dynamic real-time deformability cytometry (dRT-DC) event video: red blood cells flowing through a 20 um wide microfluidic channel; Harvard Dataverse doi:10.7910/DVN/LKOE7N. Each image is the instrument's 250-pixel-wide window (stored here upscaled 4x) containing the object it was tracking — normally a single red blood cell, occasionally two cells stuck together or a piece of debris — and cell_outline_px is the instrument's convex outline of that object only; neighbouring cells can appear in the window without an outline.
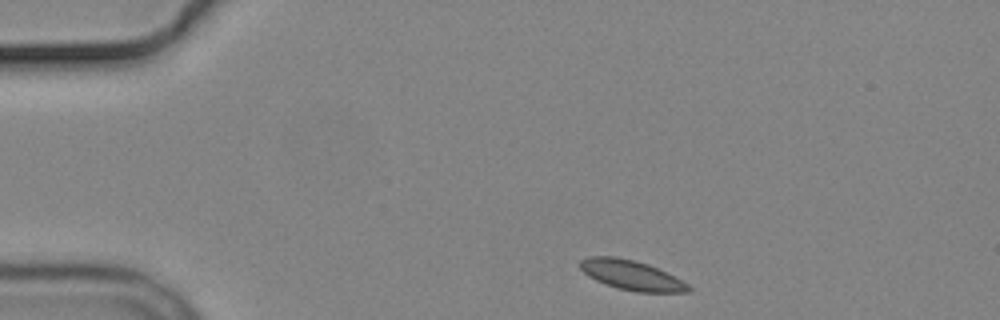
{"species": "common noctule bat (a hibernating species)", "species_latin": "Nyctalus noctula", "temperature_condition": "cold", "stored_images_in_passage": 2, "camera_frame_rate_fps": 3000, "um_per_image_px": 0.085, "animal": {"sex": "male", "body_mass_g": 19.2, "forearm_length_mm": 51.8}, "frame": {"image": 1, "passage_image": 1, "time_ms": 0.0, "image_size_px": [1000, 320], "cell_outline_px": [[692, 292], [636, 292], [620, 288], [596, 280], [588, 276], [580, 268], [580, 260], [588, 256], [616, 256], [636, 260], [648, 264], [668, 272], [688, 284], [692, 288]], "centroid_in_image_um": [53.71, 23.37], "position_along_channel_um": 31.3, "area_um2": 18.84}}